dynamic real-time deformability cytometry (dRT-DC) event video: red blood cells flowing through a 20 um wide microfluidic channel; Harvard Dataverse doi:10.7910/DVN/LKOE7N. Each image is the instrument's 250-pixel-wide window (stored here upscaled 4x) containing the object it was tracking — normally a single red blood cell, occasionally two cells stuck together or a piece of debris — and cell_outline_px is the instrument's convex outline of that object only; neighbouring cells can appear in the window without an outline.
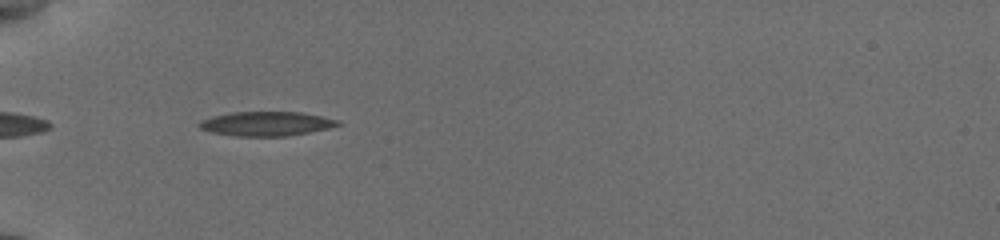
{"species": "common noctule bat (a hibernating species)", "species_latin": "Nyctalus noctula", "temperature_condition": "cold", "stored_images_in_passage": 37, "camera_frame_rate_fps": 3000, "um_per_image_px": 0.085, "animal": {"sex": "female", "body_mass_g": 19.5, "forearm_length_mm": 54.1}, "frame": {"image": 1, "passage_image": 1, "time_ms": 0.0, "image_size_px": [1000, 240], "cell_outline_px": [[340, 124], [328, 128], [288, 136], [236, 136], [212, 132], [200, 128], [196, 124], [200, 120], [212, 116], [232, 112], [300, 112], [340, 120]], "centroid_in_image_um": [22.59, 10.51], "position_along_channel_um": 62.4, "area_um2": 19.54}}
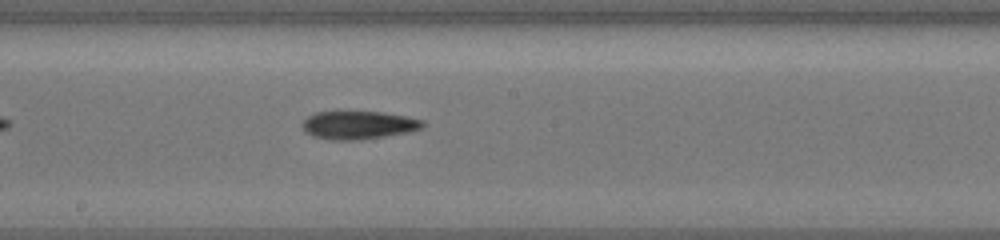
{"frame": {"image": 2, "passage_image": 14, "time_ms": 4.333, "image_size_px": [1000, 240], "cell_outline_px": [[424, 124], [420, 128], [408, 132], [360, 140], [332, 140], [312, 136], [304, 132], [304, 120], [308, 116], [316, 112], [384, 112], [424, 120]], "centroid_in_image_um": [30.46, 10.63], "position_along_channel_um": 217.7, "area_um2": 19.54}}
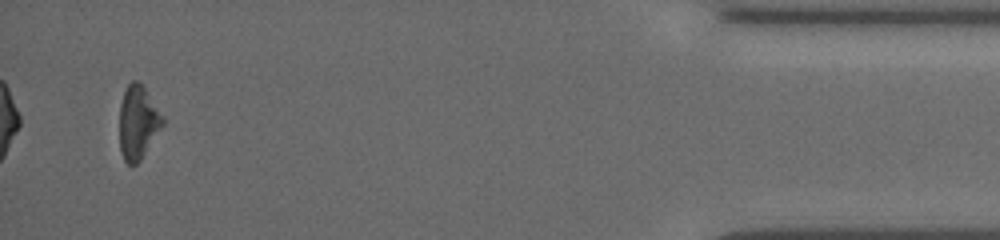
{"frame": {"image": 3, "passage_image": 35, "time_ms": 11.333, "image_size_px": [1000, 240], "cell_outline_px": [[164, 124], [140, 160], [132, 168], [124, 160], [120, 152], [120, 104], [124, 92], [128, 84], [132, 80], [136, 80], [144, 88], [164, 116]], "centroid_in_image_um": [11.72, 10.43], "position_along_channel_um": 423.5, "area_um2": 18.44}, "authors_computed_cell_mechanics": {"area_um2": 19.4208, "velocity_mm_per_s": 3.8328, "shape_relaxation_time_tau1_ms": 4.4523, "shape_relaxation_time_tau2_ms": null, "deformation_change_tau1": 0.1525, "deformation_change_tau2": null}}